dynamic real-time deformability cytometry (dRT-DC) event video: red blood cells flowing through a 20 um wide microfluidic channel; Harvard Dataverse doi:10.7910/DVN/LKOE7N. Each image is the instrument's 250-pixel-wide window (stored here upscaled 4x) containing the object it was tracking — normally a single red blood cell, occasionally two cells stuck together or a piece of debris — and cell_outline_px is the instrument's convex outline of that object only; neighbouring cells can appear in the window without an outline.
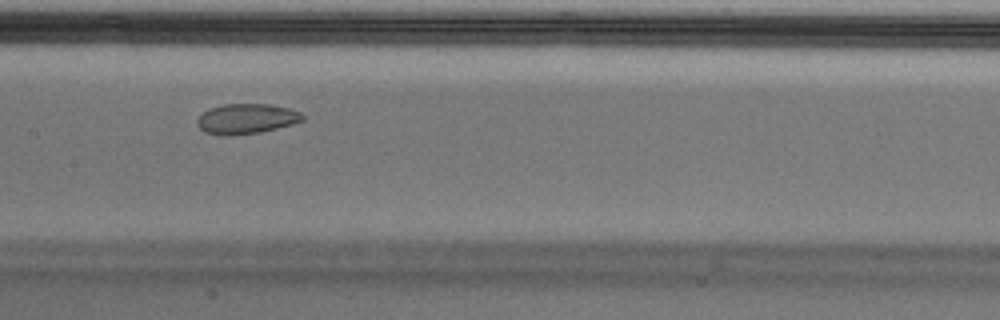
{"species": "Egyptian fruit bat (a non-hibernating species)", "species_latin": "Rousettus aegyptiacus", "temperature_condition": "cold", "stored_images_in_passage": 49, "segment_of_instrument_passage": [1, 2], "camera_frame_rate_fps": 3000, "um_per_image_px": 0.085, "animal": {"sex": "male"}, "frame": {"image": 1, "passage_image": 22, "time_ms": 7.0, "image_size_px": [1000, 320], "cell_outline_px": [[304, 120], [292, 124], [260, 132], [232, 136], [220, 136], [204, 132], [196, 124], [196, 120], [208, 108], [224, 104], [268, 104], [288, 108], [300, 112], [304, 116]], "centroid_in_image_um": [20.91, 10.11], "position_along_channel_um": 186.5, "area_um2": 18.61}}